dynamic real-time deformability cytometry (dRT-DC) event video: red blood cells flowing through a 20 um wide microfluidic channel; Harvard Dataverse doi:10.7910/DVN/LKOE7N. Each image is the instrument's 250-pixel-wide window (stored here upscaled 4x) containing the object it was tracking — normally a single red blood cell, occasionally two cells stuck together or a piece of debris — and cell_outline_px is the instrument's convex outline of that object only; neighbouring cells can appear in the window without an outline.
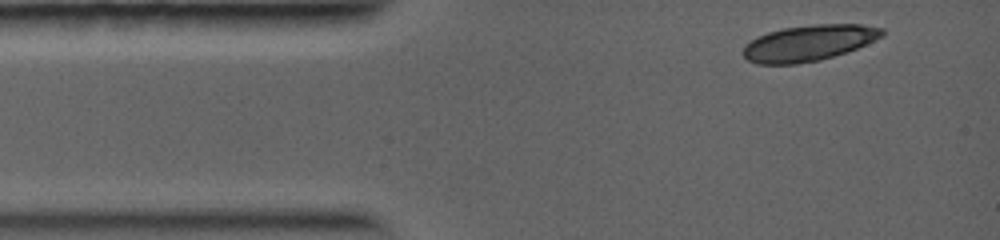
{"species": "common noctule bat (a hibernating species)", "species_latin": "Nyctalus noctula", "temperature_condition": "warm", "stored_images_in_passage": 2, "camera_frame_rate_fps": 5000, "um_per_image_px": 0.085, "animal": {"sex": "female", "body_mass_g": 19.0, "forearm_length_mm": 56.7}, "frame": {"image": 1, "passage_image": 1, "time_ms": 0.0, "image_size_px": [1000, 240], "cell_outline_px": [[884, 36], [856, 48], [820, 60], [796, 64], [756, 64], [748, 60], [744, 56], [744, 44], [756, 36], [768, 32], [784, 28], [812, 24], [860, 24], [884, 28]], "centroid_in_image_um": [68.73, 3.64], "position_along_channel_um": 16.3, "area_um2": 29.07}}